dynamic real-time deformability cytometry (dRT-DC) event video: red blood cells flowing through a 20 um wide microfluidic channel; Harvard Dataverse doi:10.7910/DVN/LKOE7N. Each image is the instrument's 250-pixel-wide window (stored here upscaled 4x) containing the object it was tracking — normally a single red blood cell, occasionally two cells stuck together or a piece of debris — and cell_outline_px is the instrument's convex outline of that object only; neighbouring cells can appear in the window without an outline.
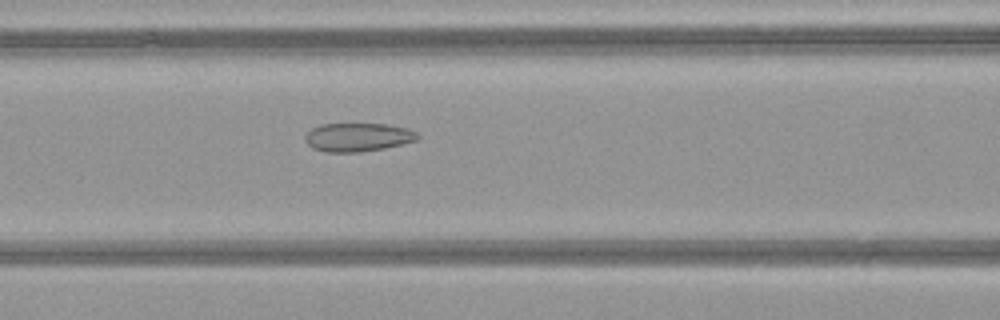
{"species": "common noctule bat (a hibernating species)", "species_latin": "Nyctalus noctula", "temperature_condition": "warm", "stored_images_in_passage": 51, "camera_frame_rate_fps": 3000, "um_per_image_px": 0.085, "animal": {"sex": "female", "body_mass_g": 21.9}, "frame": {"image": 1, "passage_image": 22, "time_ms": 7.0, "image_size_px": [1000, 320], "cell_outline_px": [[420, 140], [384, 148], [360, 152], [324, 152], [312, 148], [304, 140], [304, 136], [312, 128], [320, 124], [388, 124], [408, 128], [416, 132], [420, 136]], "centroid_in_image_um": [30.43, 11.66], "position_along_channel_um": 136.2, "area_um2": 18.9}}
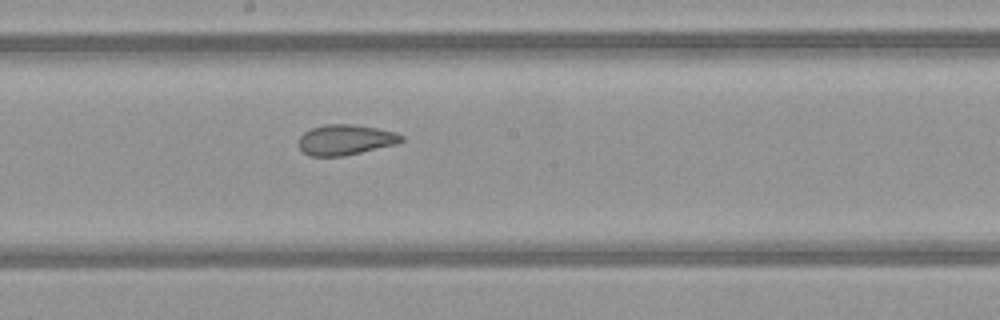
{"frame": {"image": 2, "passage_image": 28, "time_ms": 9.0, "image_size_px": [1000, 320], "cell_outline_px": [[404, 140], [396, 144], [344, 156], [308, 156], [300, 148], [300, 136], [304, 132], [312, 128], [324, 124], [352, 124], [376, 128], [396, 132], [404, 136]], "centroid_in_image_um": [29.38, 11.88], "position_along_channel_um": 218.8, "area_um2": 18.15}}
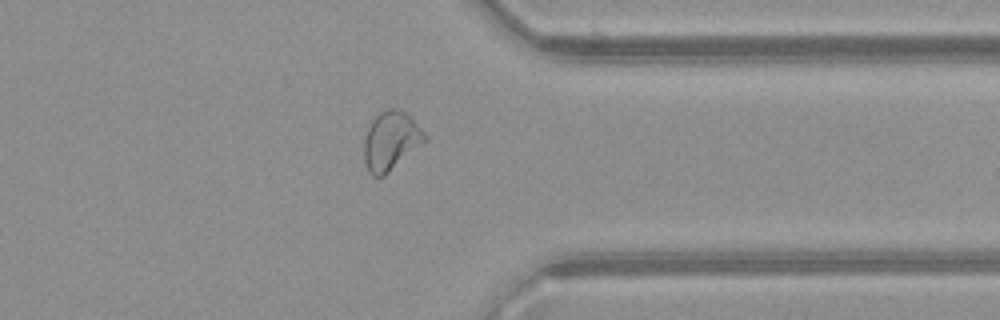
{"frame": {"image": 3, "passage_image": 40, "time_ms": 13.0, "image_size_px": [1000, 320], "cell_outline_px": [[428, 140], [384, 176], [372, 176], [368, 172], [364, 160], [364, 140], [368, 128], [372, 120], [380, 112], [388, 108], [396, 108], [404, 112], [428, 136]], "centroid_in_image_um": [33.22, 11.99], "position_along_channel_um": 378.2, "area_um2": 20.69}, "authors_computed_cell_mechanics": {"area_um2": 22.6576, "velocity_mm_per_s": 4.1292, "shape_relaxation_time_tau1_ms": null, "shape_relaxation_time_tau2_ms": 1.2443, "deformation_change_tau1": null, "deformation_change_tau2": 0.0789}}